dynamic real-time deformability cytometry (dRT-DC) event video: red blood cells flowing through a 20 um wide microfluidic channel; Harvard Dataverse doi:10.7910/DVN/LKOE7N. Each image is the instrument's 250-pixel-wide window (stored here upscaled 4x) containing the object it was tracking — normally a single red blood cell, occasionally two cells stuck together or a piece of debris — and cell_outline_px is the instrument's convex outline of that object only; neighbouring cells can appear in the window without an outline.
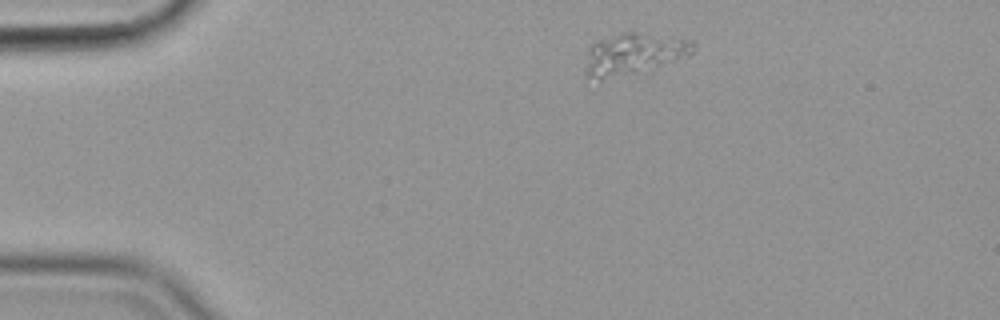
{"species": "common noctule bat (a hibernating species)", "species_latin": "Nyctalus noctula", "temperature_condition": "cold", "stored_images_in_passage": 47, "camera_frame_rate_fps": 3000, "um_per_image_px": 0.085, "animal": {"sex": "female", "body_mass_g": 19.9}, "frame": {"image": 1, "passage_image": 1, "time_ms": 0.0, "image_size_px": [1000, 320], "cell_outline_px": [[696, 48], [688, 56], [648, 72], [600, 84], [584, 76], [584, 72], [588, 48], [596, 40], [620, 32], [636, 32], [692, 40], [696, 44]], "centroid_in_image_um": [53.79, 4.68], "position_along_channel_um": 31.2, "area_um2": 27.8}}
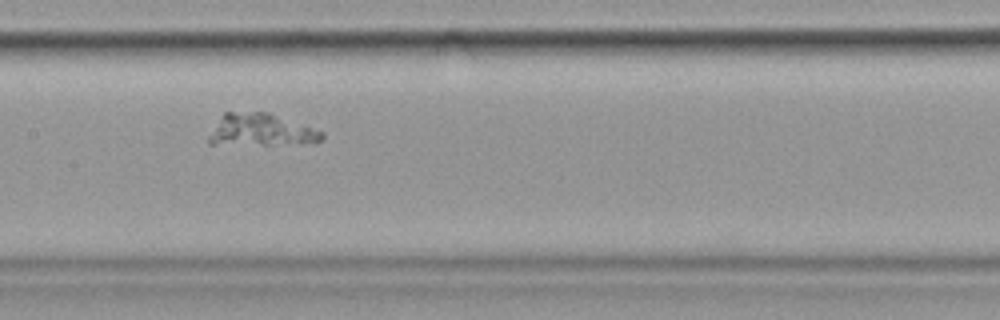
{"frame": {"image": 2, "passage_image": 19, "time_ms": 6.0, "image_size_px": [1000, 320], "cell_outline_px": [[324, 136], [316, 144], [208, 144], [208, 136], [224, 112], [268, 112], [324, 132]], "centroid_in_image_um": [22.21, 11.06], "position_along_channel_um": 185.2, "area_um2": 21.15}}
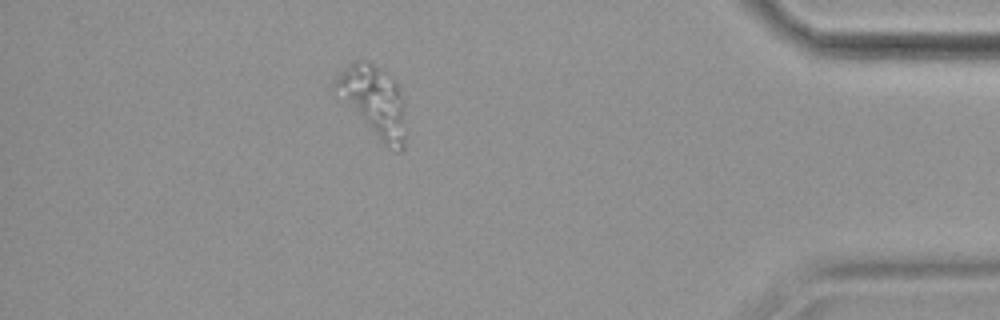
{"frame": {"image": 3, "passage_image": 41, "time_ms": 13.333, "image_size_px": [1000, 320], "cell_outline_px": [[408, 136], [404, 148], [400, 152], [396, 152], [384, 144], [336, 100], [332, 88], [332, 80], [352, 60], [368, 60], [396, 80], [400, 88], [404, 100], [408, 132]], "centroid_in_image_um": [31.75, 8.64], "position_along_channel_um": 403.5, "area_um2": 30.98}}